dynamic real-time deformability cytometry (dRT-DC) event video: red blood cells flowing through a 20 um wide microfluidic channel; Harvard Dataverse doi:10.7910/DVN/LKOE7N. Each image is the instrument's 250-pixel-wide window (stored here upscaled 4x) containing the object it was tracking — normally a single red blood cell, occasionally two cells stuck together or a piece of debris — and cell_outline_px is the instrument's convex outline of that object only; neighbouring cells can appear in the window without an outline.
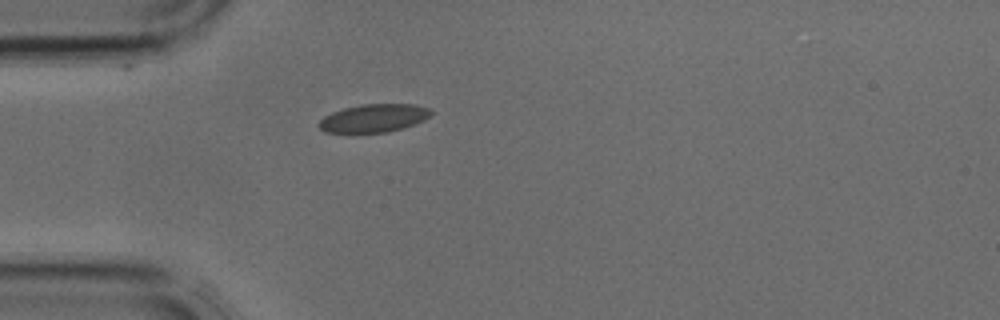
{"species": "common noctule bat (a hibernating species)", "species_latin": "Nyctalus noctula", "temperature_condition": "cold", "stored_images_in_passage": 1, "camera_frame_rate_fps": 3000, "um_per_image_px": 0.085, "animal": {"sex": "male", "body_mass_g": 17.9, "forearm_length_mm": 54.2}, "frame": {"image": 1, "passage_image": 1, "time_ms": 0.0, "image_size_px": [1000, 320], "cell_outline_px": [[432, 112], [424, 120], [416, 124], [388, 132], [324, 132], [316, 124], [324, 116], [332, 112], [344, 108], [364, 104], [416, 104], [428, 108]], "centroid_in_image_um": [31.76, 10.04], "position_along_channel_um": 53.2, "area_um2": 18.26}}